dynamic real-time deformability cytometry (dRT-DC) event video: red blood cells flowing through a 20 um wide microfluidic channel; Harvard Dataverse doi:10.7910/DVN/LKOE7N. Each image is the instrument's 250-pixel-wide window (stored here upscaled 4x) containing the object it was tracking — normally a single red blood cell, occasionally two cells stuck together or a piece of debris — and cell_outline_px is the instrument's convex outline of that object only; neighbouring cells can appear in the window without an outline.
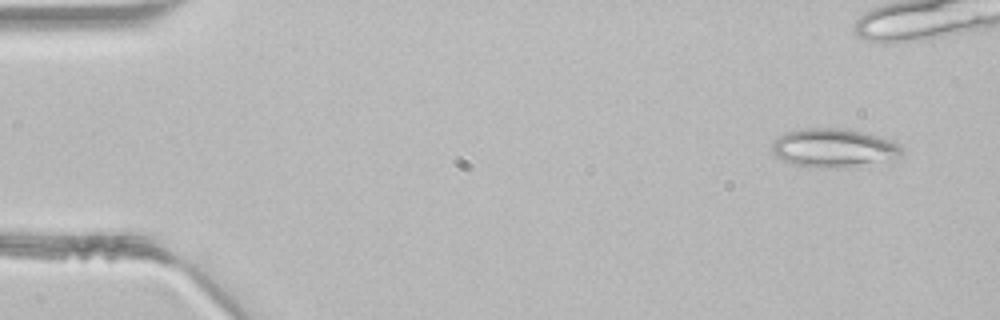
{"species": "common noctule bat (a hibernating species)", "species_latin": "Nyctalus noctula", "temperature_condition": "room temperature", "stored_images_in_passage": 35, "camera_frame_rate_fps": 3000, "um_per_image_px": 0.085, "animal": {"sex": "male", "body_mass_g": 21.5, "forearm_length_mm": 52.0}, "frame": {"image": 1, "passage_image": 1, "time_ms": 0.0, "image_size_px": [1000, 320], "cell_outline_px": [[904, 152], [900, 156], [836, 168], [792, 164], [776, 156], [772, 152], [772, 144], [780, 136], [788, 132], [804, 128], [836, 128], [860, 132], [880, 136], [892, 140], [900, 144]], "centroid_in_image_um": [70.84, 12.55], "position_along_channel_um": 14.2, "area_um2": 28.26}}
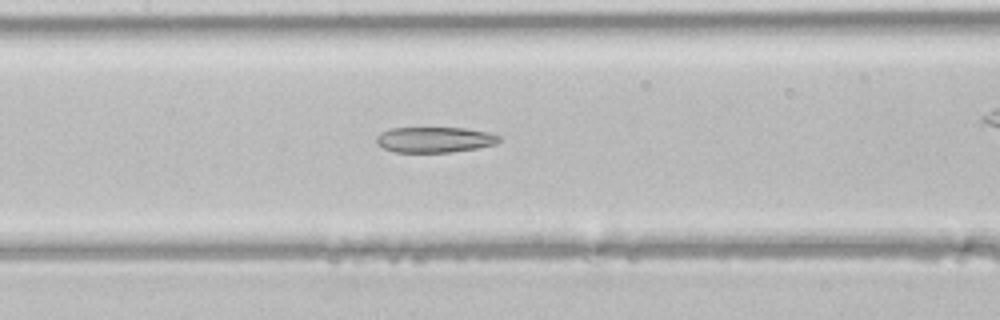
{"frame": {"image": 2, "passage_image": 19, "time_ms": 6.0, "image_size_px": [1000, 320], "cell_outline_px": [[504, 136], [496, 144], [476, 148], [452, 152], [396, 152], [384, 148], [376, 144], [376, 136], [380, 132], [388, 128], [464, 128], [488, 132]], "centroid_in_image_um": [36.95, 11.86], "position_along_channel_um": 170.5, "area_um2": 18.44}}
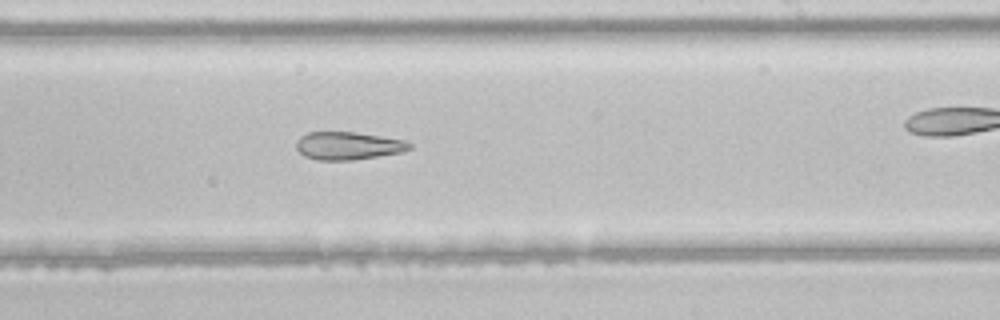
{"frame": {"image": 3, "passage_image": 25, "time_ms": 8.0, "image_size_px": [1000, 320], "cell_outline_px": [[412, 148], [400, 152], [352, 160], [320, 160], [304, 156], [296, 148], [296, 140], [300, 136], [308, 132], [352, 132], [380, 136], [404, 140], [412, 144]], "centroid_in_image_um": [29.55, 12.38], "position_along_channel_um": 259.4, "area_um2": 18.21}}